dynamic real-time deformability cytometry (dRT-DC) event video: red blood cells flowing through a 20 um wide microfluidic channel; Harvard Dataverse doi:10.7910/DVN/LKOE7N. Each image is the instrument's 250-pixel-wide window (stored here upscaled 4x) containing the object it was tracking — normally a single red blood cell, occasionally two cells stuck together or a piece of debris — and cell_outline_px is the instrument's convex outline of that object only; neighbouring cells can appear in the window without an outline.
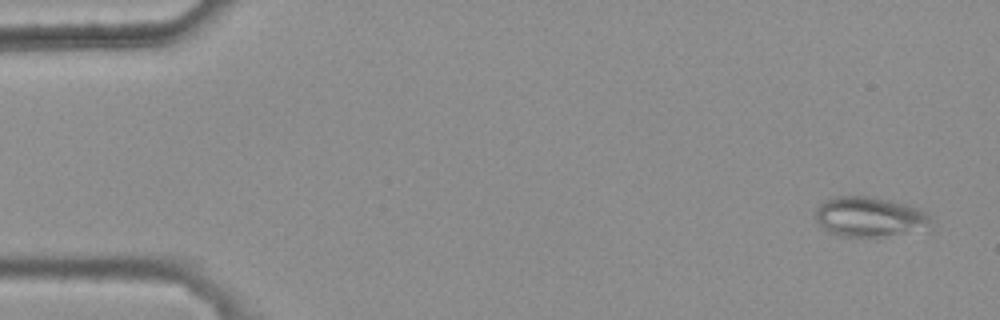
{"species": "common noctule bat (a hibernating species)", "species_latin": "Nyctalus noctula", "temperature_condition": "warm", "stored_images_in_passage": 7, "camera_frame_rate_fps": 3000, "um_per_image_px": 0.085, "animal": {"sex": "female", "body_mass_g": 25.1}, "frame": {"image": 1, "passage_image": 1, "time_ms": 0.0, "image_size_px": [1000, 320], "cell_outline_px": [[936, 224], [932, 232], [876, 240], [840, 236], [824, 228], [816, 220], [816, 208], [820, 204], [836, 196], [868, 196], [888, 200], [904, 204], [916, 208], [924, 212]], "centroid_in_image_um": [74.1, 18.54], "position_along_channel_um": 10.9, "area_um2": 28.5}}
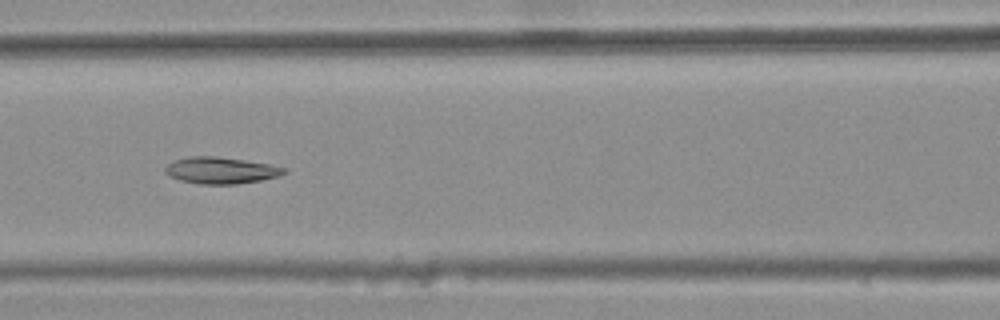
{"frame": {"image": 2, "passage_image": 7, "time_ms": 2.0, "image_size_px": [1000, 320], "cell_outline_px": [[288, 172], [280, 176], [260, 180], [236, 184], [200, 184], [180, 180], [168, 176], [164, 172], [164, 168], [168, 164], [176, 160], [188, 156], [216, 156], [244, 160], [268, 164], [284, 168]], "centroid_in_image_um": [18.75, 14.48], "position_along_channel_um": 147.9, "area_um2": 18.38}}